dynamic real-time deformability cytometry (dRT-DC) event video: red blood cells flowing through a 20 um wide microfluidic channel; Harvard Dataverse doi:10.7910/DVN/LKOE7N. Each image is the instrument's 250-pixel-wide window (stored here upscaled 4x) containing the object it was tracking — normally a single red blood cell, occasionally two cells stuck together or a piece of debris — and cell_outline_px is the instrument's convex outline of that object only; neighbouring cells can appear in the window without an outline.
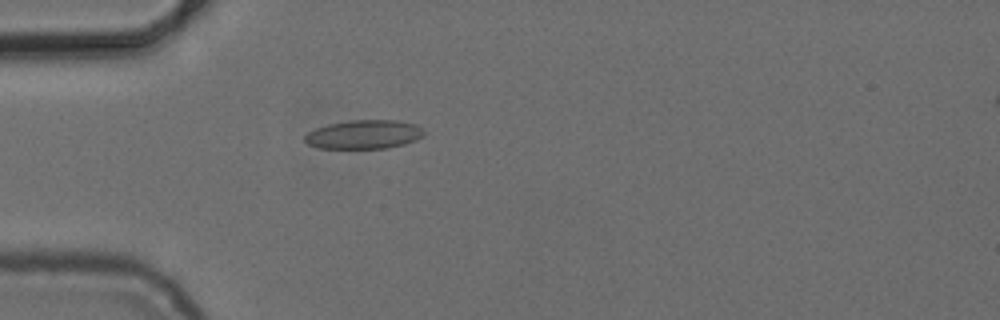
{"species": "common noctule bat (a hibernating species)", "species_latin": "Nyctalus noctula", "temperature_condition": "cold", "stored_images_in_passage": 2, "camera_frame_rate_fps": 3000, "um_per_image_px": 0.085, "animal": {"sex": "female", "body_mass_g": 24.6, "forearm_length_mm": 56.2}, "frame": {"image": 1, "passage_image": 2, "time_ms": 1.333, "image_size_px": [1000, 320], "cell_outline_px": [[424, 136], [416, 140], [404, 144], [388, 148], [320, 148], [308, 144], [304, 140], [304, 136], [308, 132], [316, 128], [328, 124], [352, 120], [396, 120], [416, 124], [424, 128]], "centroid_in_image_um": [30.97, 11.42], "position_along_channel_um": 54.0, "area_um2": 20.11}}